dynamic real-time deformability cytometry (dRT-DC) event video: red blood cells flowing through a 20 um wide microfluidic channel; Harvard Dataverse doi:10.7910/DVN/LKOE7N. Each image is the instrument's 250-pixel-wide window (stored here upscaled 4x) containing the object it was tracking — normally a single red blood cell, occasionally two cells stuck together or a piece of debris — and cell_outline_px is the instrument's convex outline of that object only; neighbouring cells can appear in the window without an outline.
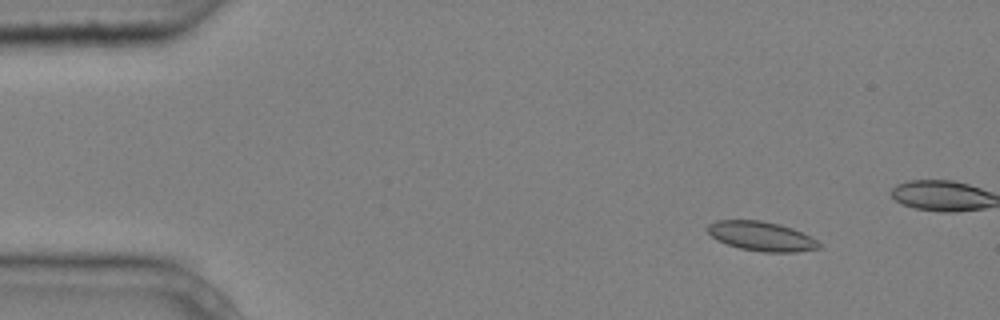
{"species": "common noctule bat (a hibernating species)", "species_latin": "Nyctalus noctula", "temperature_condition": "cold", "stored_images_in_passage": 6, "camera_frame_rate_fps": 3000, "um_per_image_px": 0.085, "animal": {"sex": "male", "body_mass_g": 20.4}, "frame": {"image": 1, "passage_image": 3, "time_ms": 0.667, "image_size_px": [1000, 320], "cell_outline_px": [[820, 248], [796, 252], [764, 252], [740, 248], [716, 240], [708, 232], [708, 224], [716, 220], [760, 220], [780, 224], [792, 228], [816, 240], [820, 244]], "centroid_in_image_um": [64.7, 20.07], "position_along_channel_um": 20.3, "area_um2": 18.9}}